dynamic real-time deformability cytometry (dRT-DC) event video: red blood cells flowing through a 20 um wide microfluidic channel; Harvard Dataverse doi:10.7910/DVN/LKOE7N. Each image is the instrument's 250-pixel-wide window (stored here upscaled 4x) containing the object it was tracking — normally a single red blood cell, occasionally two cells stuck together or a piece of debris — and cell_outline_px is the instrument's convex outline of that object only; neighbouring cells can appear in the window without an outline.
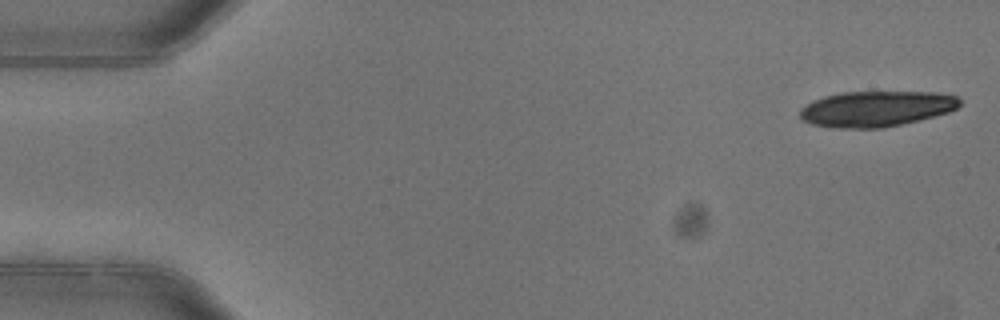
{"species": "common noctule bat (a hibernating species)", "species_latin": "Nyctalus noctula", "temperature_condition": "warm", "stored_images_in_passage": 5, "camera_frame_rate_fps": 3000, "um_per_image_px": 0.085, "animal": {"sex": "female"}, "frame": {"image": 1, "passage_image": 1, "time_ms": 0.0, "image_size_px": [1000, 320], "cell_outline_px": [[960, 104], [956, 108], [948, 112], [900, 124], [880, 128], [836, 128], [812, 124], [804, 120], [800, 116], [800, 108], [812, 100], [824, 96], [840, 92], [936, 92], [956, 96], [960, 100]], "centroid_in_image_um": [74.44, 9.23], "position_along_channel_um": 10.6, "area_um2": 32.95}}
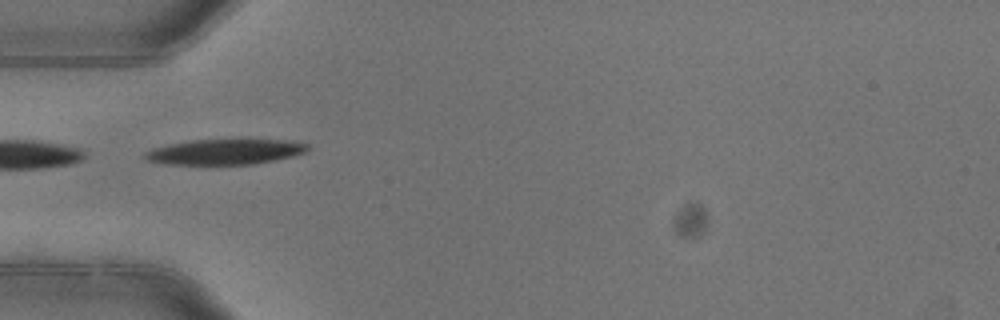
{"frame": {"image": 2, "passage_image": 5, "time_ms": 1.333, "image_size_px": [1000, 320], "cell_outline_px": [[312, 148], [308, 152], [292, 156], [252, 164], [164, 164], [148, 160], [144, 156], [144, 152], [152, 148], [168, 144], [188, 140], [292, 140], [308, 144]], "centroid_in_image_um": [19.15, 12.89], "position_along_channel_um": 65.9, "area_um2": 24.04}}